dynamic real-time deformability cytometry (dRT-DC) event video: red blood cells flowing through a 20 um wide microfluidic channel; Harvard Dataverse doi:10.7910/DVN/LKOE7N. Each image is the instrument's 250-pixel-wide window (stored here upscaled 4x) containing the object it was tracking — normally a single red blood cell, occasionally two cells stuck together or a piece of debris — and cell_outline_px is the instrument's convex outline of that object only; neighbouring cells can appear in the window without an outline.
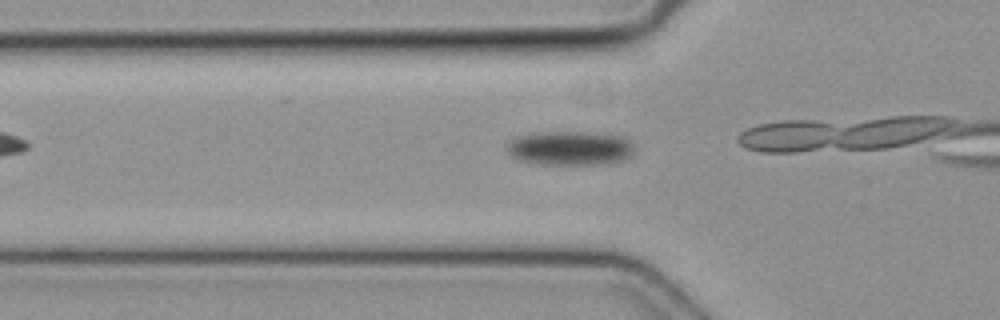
{"species": "common noctule bat (a hibernating species)", "species_latin": "Nyctalus noctula", "temperature_condition": "cold", "stored_images_in_passage": 4, "camera_frame_rate_fps": 3000, "um_per_image_px": 0.085, "animal": {"sex": "female", "body_mass_g": 19.3, "forearm_length_mm": 54.1}, "frame": {"image": 1, "passage_image": 3, "time_ms": 0.667, "image_size_px": [1000, 320], "cell_outline_px": [[636, 148], [628, 156], [612, 164], [540, 164], [520, 160], [512, 156], [504, 148], [508, 140], [532, 132], [588, 132], [624, 136]], "centroid_in_image_um": [48.42, 12.58], "position_along_channel_um": 77.4, "area_um2": 25.61}}